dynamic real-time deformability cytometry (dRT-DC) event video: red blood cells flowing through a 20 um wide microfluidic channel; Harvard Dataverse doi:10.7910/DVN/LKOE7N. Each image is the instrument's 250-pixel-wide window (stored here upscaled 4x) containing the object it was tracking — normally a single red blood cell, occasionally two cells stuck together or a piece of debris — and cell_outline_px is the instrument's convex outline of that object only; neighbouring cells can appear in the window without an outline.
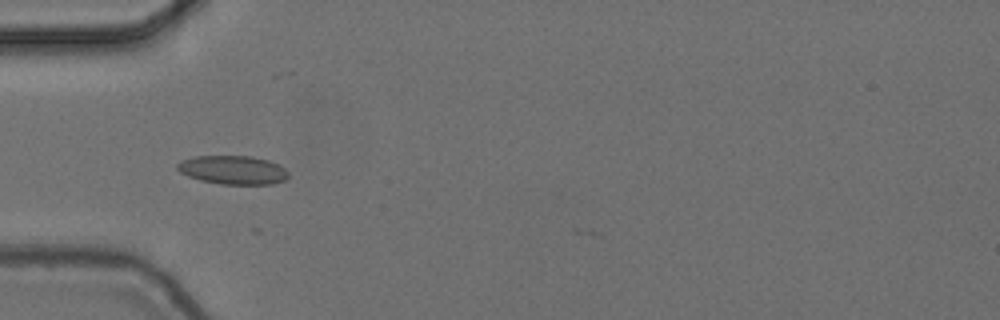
{"species": "common noctule bat (a hibernating species)", "species_latin": "Nyctalus noctula", "temperature_condition": "cold", "stored_images_in_passage": 11, "camera_frame_rate_fps": 3000, "um_per_image_px": 0.085, "animal": {"sex": "female", "body_mass_g": 24.6, "forearm_length_mm": 56.2}, "frame": {"image": 1, "passage_image": 1, "time_ms": 0.0, "image_size_px": [1000, 320], "cell_outline_px": [[288, 176], [284, 180], [272, 184], [220, 184], [200, 180], [188, 176], [180, 172], [176, 168], [176, 164], [180, 160], [196, 156], [252, 156], [268, 160], [284, 168], [288, 172]], "centroid_in_image_um": [19.76, 14.44], "position_along_channel_um": 65.2, "area_um2": 18.55}}
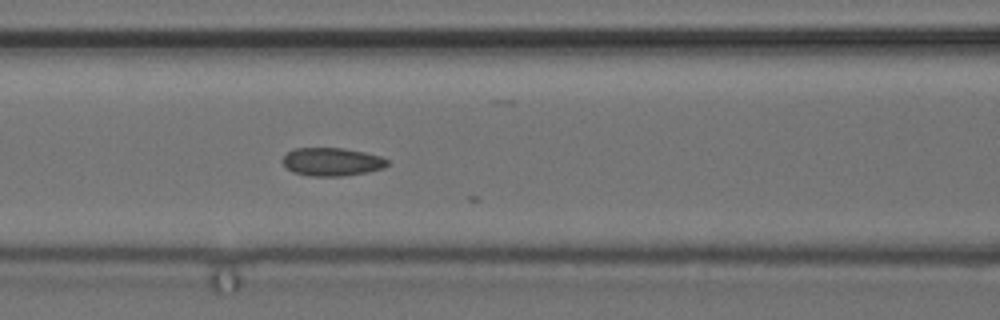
{"frame": {"image": 2, "passage_image": 7, "time_ms": 2.0, "image_size_px": [1000, 320], "cell_outline_px": [[388, 164], [384, 168], [368, 172], [340, 176], [308, 176], [292, 172], [280, 160], [292, 148], [344, 148], [364, 152], [380, 156], [388, 160]], "centroid_in_image_um": [28.19, 13.75], "position_along_channel_um": 138.4, "area_um2": 17.28}}
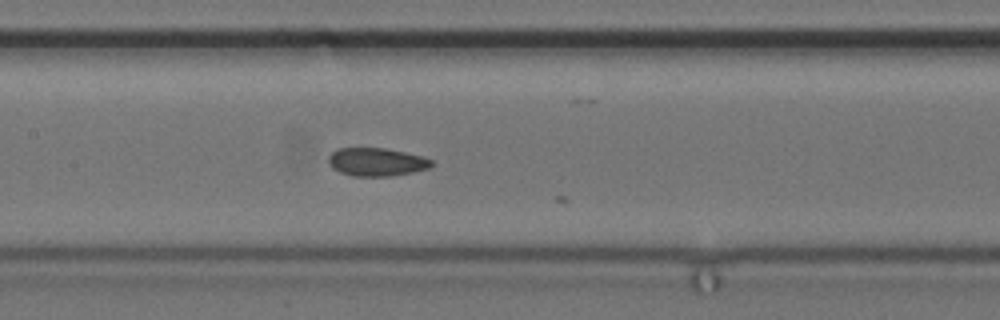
{"frame": {"image": 3, "passage_image": 10, "time_ms": 3.0, "image_size_px": [1000, 320], "cell_outline_px": [[432, 164], [428, 168], [412, 172], [388, 176], [352, 176], [340, 172], [332, 168], [328, 164], [328, 156], [336, 148], [384, 148], [404, 152], [420, 156], [432, 160]], "centroid_in_image_um": [31.94, 13.76], "position_along_channel_um": 175.5, "area_um2": 16.82}}